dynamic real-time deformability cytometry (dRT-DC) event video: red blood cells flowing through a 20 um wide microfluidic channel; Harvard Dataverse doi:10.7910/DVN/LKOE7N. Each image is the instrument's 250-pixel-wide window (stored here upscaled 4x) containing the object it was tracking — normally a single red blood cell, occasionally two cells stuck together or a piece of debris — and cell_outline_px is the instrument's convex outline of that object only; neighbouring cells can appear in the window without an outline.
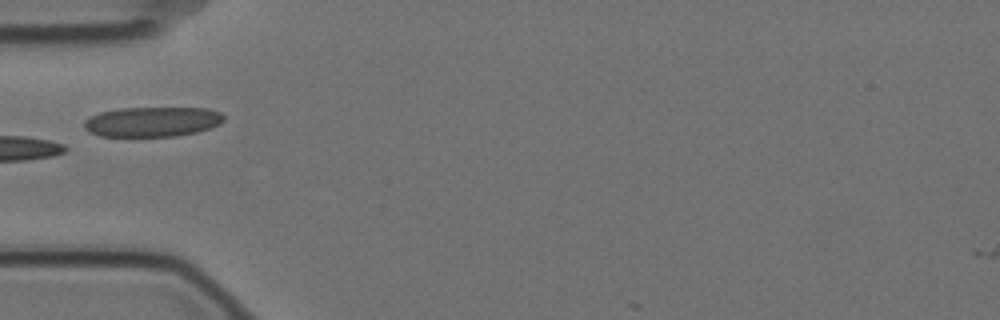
{"species": "Egyptian fruit bat (a non-hibernating species)", "species_latin": "Rousettus aegyptiacus", "temperature_condition": "cold", "stored_images_in_passage": 36, "camera_frame_rate_fps": 3000, "um_per_image_px": 0.085, "animal": {"sex": "female"}, "frame": {"image": 1, "passage_image": 1, "time_ms": 0.0, "image_size_px": [1000, 320], "cell_outline_px": [[224, 120], [220, 124], [196, 132], [176, 136], [100, 136], [88, 132], [84, 128], [84, 120], [100, 112], [120, 108], [208, 108], [220, 112], [224, 116]], "centroid_in_image_um": [12.94, 10.34], "position_along_channel_um": 72.1, "area_um2": 24.33}}